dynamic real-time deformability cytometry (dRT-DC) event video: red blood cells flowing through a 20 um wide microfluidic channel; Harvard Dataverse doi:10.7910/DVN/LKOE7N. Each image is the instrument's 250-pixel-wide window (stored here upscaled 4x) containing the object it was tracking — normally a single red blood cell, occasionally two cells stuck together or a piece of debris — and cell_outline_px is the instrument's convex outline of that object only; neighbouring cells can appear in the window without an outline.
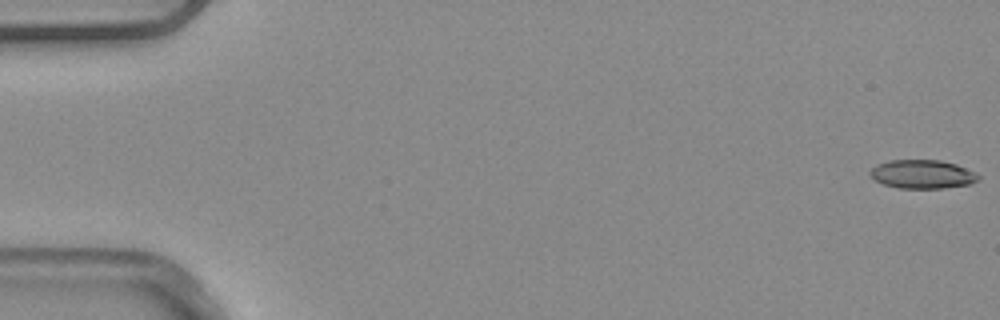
{"species": "common noctule bat (a hibernating species)", "species_latin": "Nyctalus noctula", "temperature_condition": "warm", "stored_images_in_passage": 6, "camera_frame_rate_fps": 3000, "um_per_image_px": 0.085, "animal": {"sex": "male", "body_mass_g": 20.4}, "frame": {"image": 1, "passage_image": 1, "time_ms": 0.0, "image_size_px": [1000, 320], "cell_outline_px": [[980, 180], [968, 184], [944, 188], [896, 188], [884, 184], [876, 180], [868, 172], [876, 164], [888, 160], [940, 160], [956, 164], [976, 172], [980, 176]], "centroid_in_image_um": [78.41, 14.8], "position_along_channel_um": 6.6, "area_um2": 18.15}}
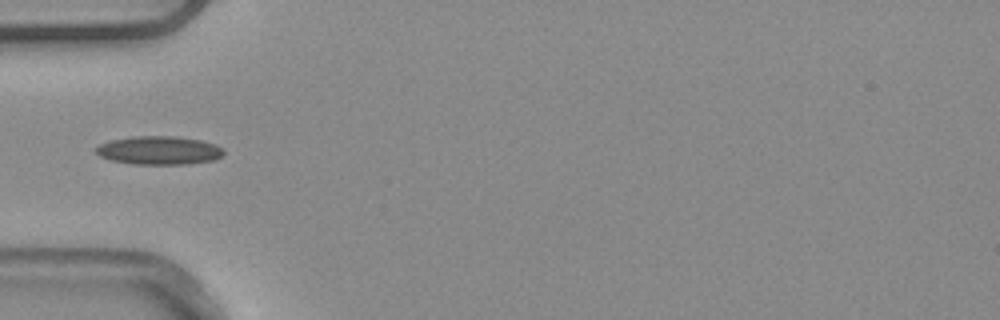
{"frame": {"image": 2, "passage_image": 5, "time_ms": 1.333, "image_size_px": [1000, 320], "cell_outline_px": [[224, 152], [216, 160], [184, 164], [132, 164], [112, 160], [100, 156], [92, 148], [100, 144], [112, 140], [132, 136], [176, 136], [200, 140], [216, 144], [224, 148]], "centroid_in_image_um": [13.52, 12.78], "position_along_channel_um": 71.5, "area_um2": 21.27}}
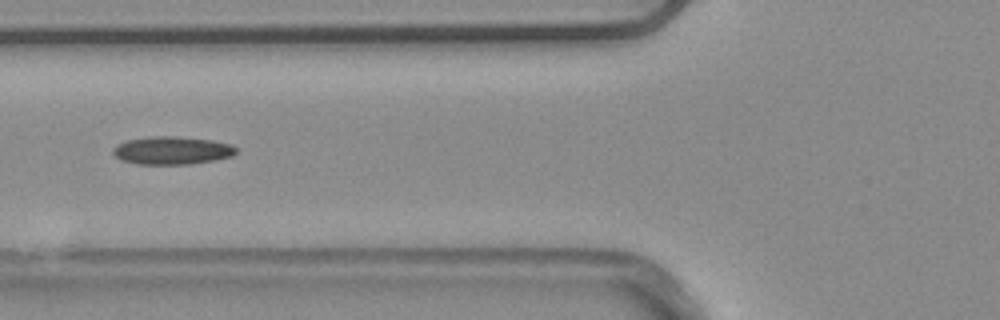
{"frame": {"image": 3, "passage_image": 6, "time_ms": 1.667, "image_size_px": [1000, 320], "cell_outline_px": [[236, 152], [232, 156], [192, 164], [136, 164], [120, 160], [112, 152], [112, 148], [116, 144], [128, 140], [152, 136], [176, 136], [212, 140], [232, 144], [236, 148]], "centroid_in_image_um": [14.59, 12.78], "position_along_channel_um": 111.2, "area_um2": 20.11}}